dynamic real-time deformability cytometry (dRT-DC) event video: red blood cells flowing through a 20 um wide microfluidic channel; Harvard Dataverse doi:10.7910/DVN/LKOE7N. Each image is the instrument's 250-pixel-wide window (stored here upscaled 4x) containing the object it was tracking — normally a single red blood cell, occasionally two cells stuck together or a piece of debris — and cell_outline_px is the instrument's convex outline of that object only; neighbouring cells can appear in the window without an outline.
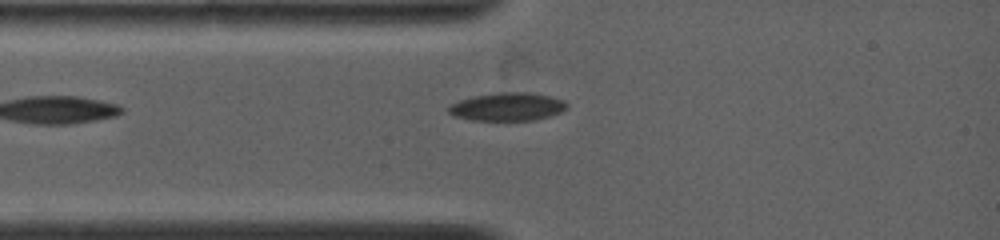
{"species": "common noctule bat (a hibernating species)", "species_latin": "Nyctalus noctula", "temperature_condition": "warm", "stored_images_in_passage": 5, "camera_frame_rate_fps": 4500, "um_per_image_px": 0.085, "animal": {"sex": "female", "body_mass_g": 19.0, "forearm_length_mm": 53.3}, "frame": {"image": 1, "passage_image": 1, "time_ms": 0.0, "image_size_px": [1000, 240], "cell_outline_px": [[568, 108], [560, 112], [548, 116], [532, 120], [472, 120], [456, 116], [448, 112], [448, 108], [452, 104], [460, 100], [476, 96], [496, 92], [528, 92], [548, 96], [564, 100], [568, 104]], "centroid_in_image_um": [43.16, 9.07], "position_along_channel_um": 41.8, "area_um2": 19.13}}
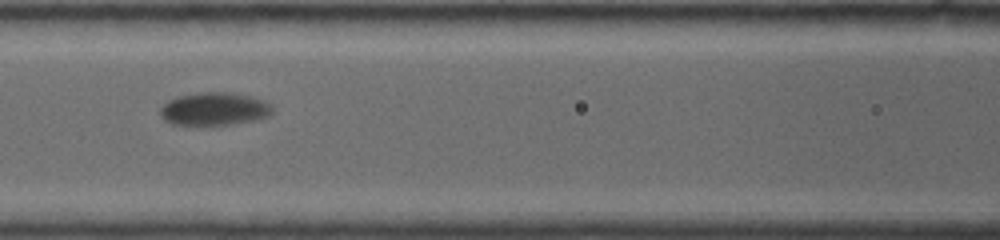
{"frame": {"image": 2, "passage_image": 4, "time_ms": 2.889, "image_size_px": [1000, 240], "cell_outline_px": [[272, 108], [264, 116], [224, 124], [176, 124], [168, 120], [160, 112], [160, 108], [168, 100], [176, 96], [200, 92], [232, 92], [252, 96], [264, 100], [272, 104]], "centroid_in_image_um": [18.18, 9.2], "position_along_channel_um": 148.4, "area_um2": 20.69}}
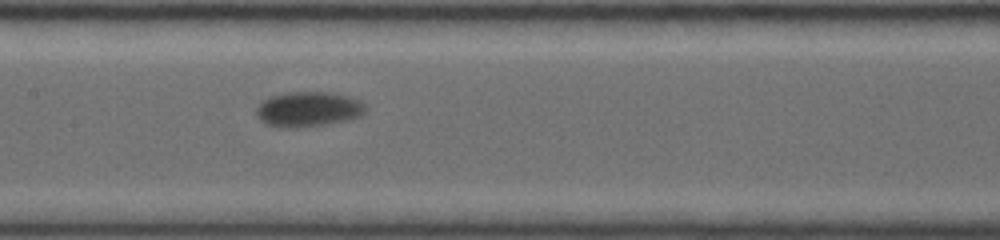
{"frame": {"image": 3, "passage_image": 5, "time_ms": 3.778, "image_size_px": [1000, 240], "cell_outline_px": [[364, 112], [356, 116], [340, 120], [316, 124], [268, 124], [260, 120], [256, 112], [256, 108], [260, 100], [268, 96], [284, 92], [332, 92], [352, 96], [360, 100], [364, 104]], "centroid_in_image_um": [26.17, 9.17], "position_along_channel_um": 181.2, "area_um2": 21.15}}